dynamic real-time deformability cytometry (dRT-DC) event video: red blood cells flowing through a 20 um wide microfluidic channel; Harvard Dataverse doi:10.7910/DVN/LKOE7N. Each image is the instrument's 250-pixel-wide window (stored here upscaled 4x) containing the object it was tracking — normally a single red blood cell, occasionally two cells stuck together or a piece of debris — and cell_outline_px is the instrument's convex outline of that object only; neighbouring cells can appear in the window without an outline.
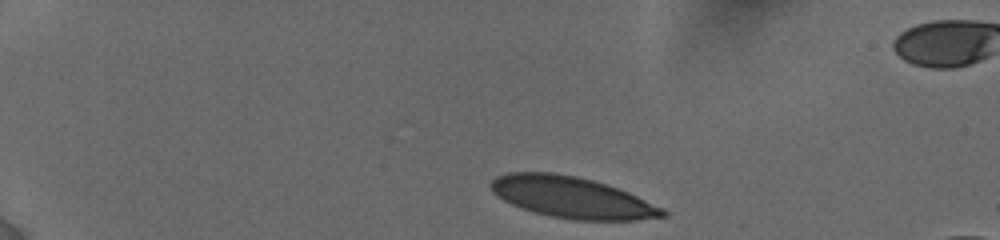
{"species": "human", "species_latin": "Homo sapiens", "temperature_condition": "cold", "stored_images_in_passage": 14, "camera_frame_rate_fps": 3000, "um_per_image_px": 0.085, "donor": {"sex": "female"}, "frame": {"image": 1, "passage_image": 1, "time_ms": 0.0, "image_size_px": [1000, 240], "cell_outline_px": [[668, 216], [636, 220], [572, 220], [552, 216], [536, 212], [512, 204], [496, 196], [492, 192], [488, 184], [496, 176], [508, 172], [552, 172], [576, 176], [592, 180], [628, 192], [664, 208], [668, 212]], "centroid_in_image_um": [48.61, 16.77], "position_along_channel_um": 36.4, "area_um2": 41.21}}
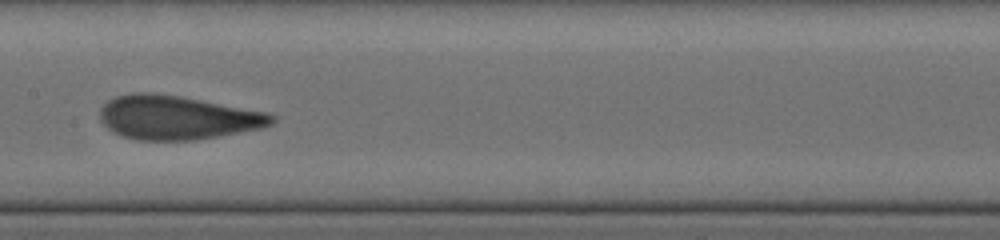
{"frame": {"image": 2, "passage_image": 7, "time_ms": 6.333, "image_size_px": [1000, 240], "cell_outline_px": [[276, 120], [272, 124], [264, 128], [220, 136], [196, 140], [136, 140], [120, 136], [112, 132], [100, 120], [100, 108], [108, 100], [116, 96], [132, 92], [152, 92], [180, 96], [268, 112], [276, 116]], "centroid_in_image_um": [15.08, 9.99], "position_along_channel_um": 192.3, "area_um2": 44.45}}
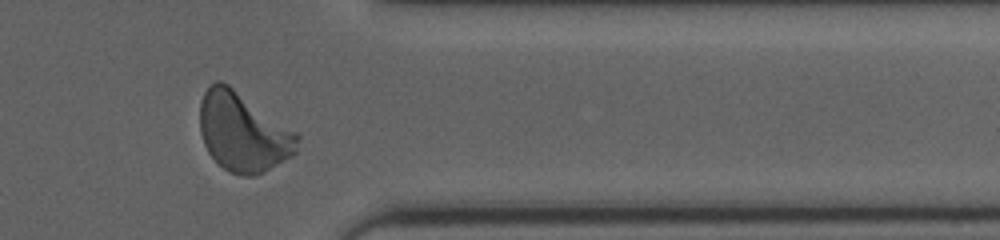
{"frame": {"image": 3, "passage_image": 12, "time_ms": 11.667, "image_size_px": [1000, 240], "cell_outline_px": [[300, 140], [296, 152], [292, 156], [264, 172], [252, 176], [244, 176], [228, 172], [208, 152], [204, 144], [200, 132], [200, 100], [204, 92], [216, 80], [220, 80], [228, 84], [296, 132], [300, 136]], "centroid_in_image_um": [20.66, 11.24], "position_along_channel_um": 390.7, "area_um2": 44.68}, "authors_computed_cell_mechanics": {"area_um2": 42.2807, "velocity_mm_per_s": 3.8086, "shape_relaxation_time_tau1_ms": 3.8286, "shape_relaxation_time_tau2_ms": null, "deformation_change_tau1": 0.1424, "deformation_change_tau2": null}}